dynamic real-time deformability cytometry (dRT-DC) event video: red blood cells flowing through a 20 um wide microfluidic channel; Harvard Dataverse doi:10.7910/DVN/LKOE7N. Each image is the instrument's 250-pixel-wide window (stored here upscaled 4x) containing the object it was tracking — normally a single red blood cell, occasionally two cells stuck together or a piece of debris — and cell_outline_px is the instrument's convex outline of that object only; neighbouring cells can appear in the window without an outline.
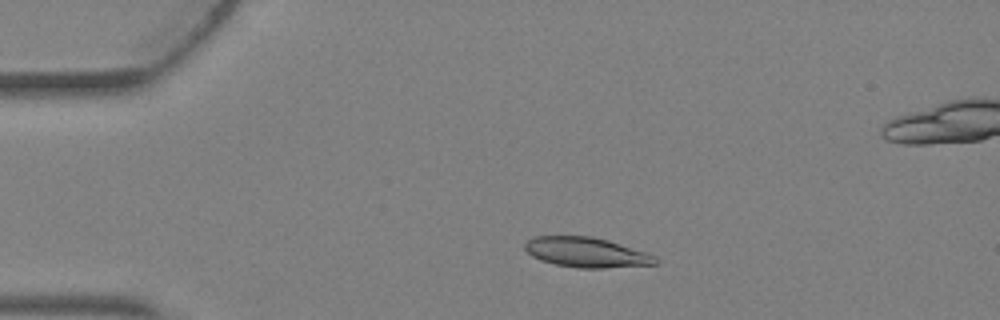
{"species": "Egyptian fruit bat (a non-hibernating species)", "species_latin": "Rousettus aegyptiacus", "temperature_condition": "warm", "stored_images_in_passage": 5, "camera_frame_rate_fps": 3000, "um_per_image_px": 0.085, "animal": {"sex": "female"}, "frame": {"image": 1, "passage_image": 3, "time_ms": 0.667, "image_size_px": [1000, 320], "cell_outline_px": [[656, 264], [604, 268], [576, 268], [556, 264], [540, 260], [532, 256], [524, 248], [524, 244], [532, 236], [592, 236], [608, 240], [656, 256]], "centroid_in_image_um": [49.79, 21.44], "position_along_channel_um": 35.2, "area_um2": 22.66}}
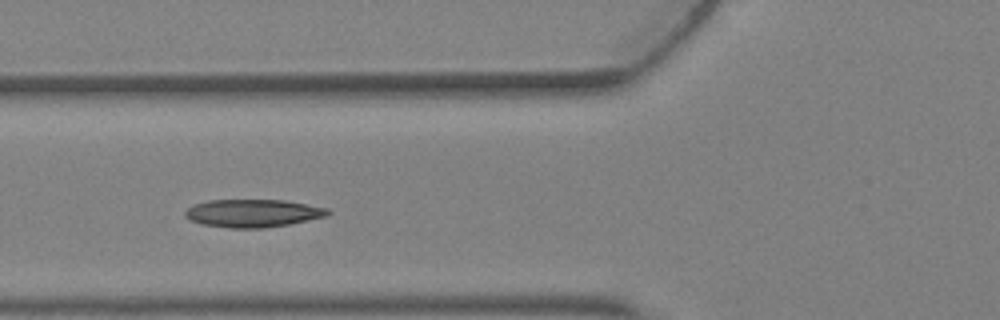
{"frame": {"image": 2, "passage_image": 5, "time_ms": 1.333, "image_size_px": [1000, 320], "cell_outline_px": [[332, 212], [328, 216], [288, 224], [264, 228], [228, 228], [200, 224], [184, 216], [184, 212], [192, 204], [208, 200], [284, 200], [328, 208]], "centroid_in_image_um": [21.48, 18.12], "position_along_channel_um": 104.3, "area_um2": 23.29}}